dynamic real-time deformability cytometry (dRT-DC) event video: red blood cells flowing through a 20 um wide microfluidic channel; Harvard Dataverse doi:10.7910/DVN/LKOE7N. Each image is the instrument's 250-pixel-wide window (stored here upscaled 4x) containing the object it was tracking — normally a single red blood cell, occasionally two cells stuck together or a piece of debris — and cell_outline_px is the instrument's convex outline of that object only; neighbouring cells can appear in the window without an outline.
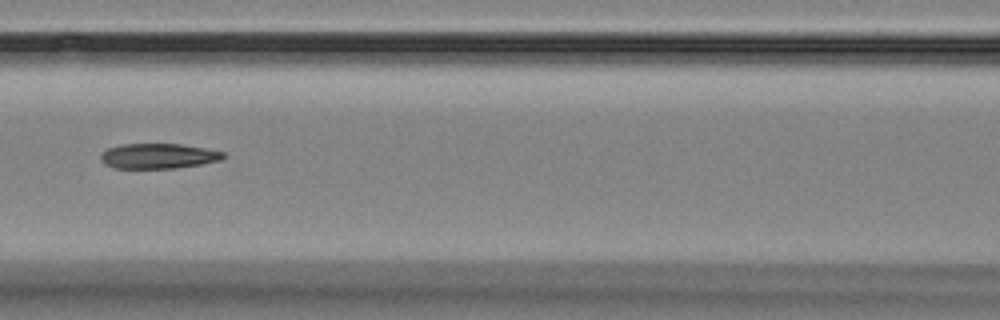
{"species": "Egyptian fruit bat (a non-hibernating species)", "species_latin": "Rousettus aegyptiacus", "temperature_condition": "room temperature", "stored_images_in_passage": 9, "camera_frame_rate_fps": 3000, "um_per_image_px": 0.085, "animal": {"sex": "female"}, "frame": {"image": 1, "passage_image": 7, "time_ms": 6.667, "image_size_px": [1000, 320], "cell_outline_px": [[224, 156], [220, 160], [200, 164], [176, 168], [112, 168], [104, 164], [100, 160], [100, 156], [108, 148], [120, 144], [180, 144], [204, 148], [224, 152]], "centroid_in_image_um": [13.41, 13.26], "position_along_channel_um": 153.2, "area_um2": 17.86}}
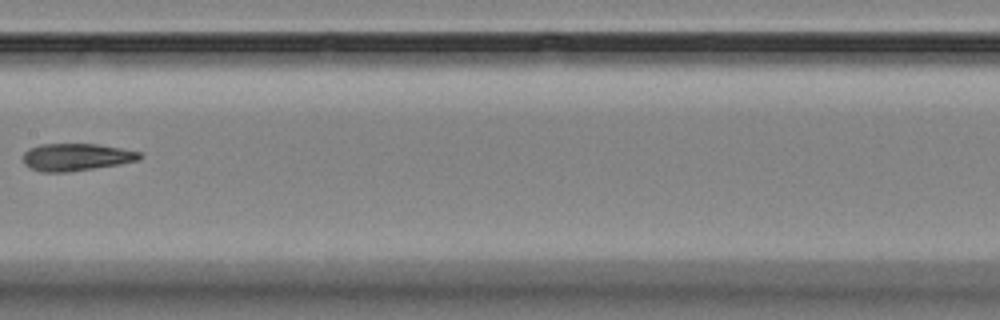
{"frame": {"image": 2, "passage_image": 8, "time_ms": 8.0, "image_size_px": [1000, 320], "cell_outline_px": [[144, 156], [140, 160], [120, 164], [68, 172], [40, 172], [24, 164], [24, 152], [28, 148], [40, 144], [96, 144], [120, 148], [140, 152]], "centroid_in_image_um": [6.49, 13.35], "position_along_channel_um": 200.9, "area_um2": 18.61}}
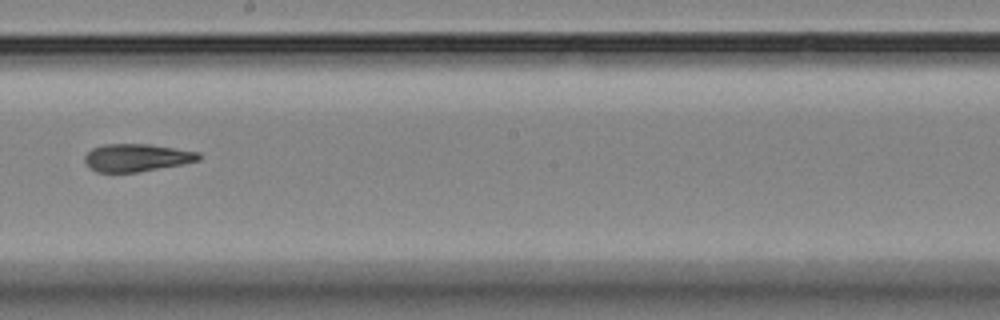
{"frame": {"image": 3, "passage_image": 9, "time_ms": 9.0, "image_size_px": [1000, 320], "cell_outline_px": [[200, 160], [184, 164], [136, 172], [96, 172], [84, 164], [84, 156], [92, 148], [104, 144], [148, 144], [200, 152]], "centroid_in_image_um": [11.59, 13.4], "position_along_channel_um": 236.6, "area_um2": 18.44}}